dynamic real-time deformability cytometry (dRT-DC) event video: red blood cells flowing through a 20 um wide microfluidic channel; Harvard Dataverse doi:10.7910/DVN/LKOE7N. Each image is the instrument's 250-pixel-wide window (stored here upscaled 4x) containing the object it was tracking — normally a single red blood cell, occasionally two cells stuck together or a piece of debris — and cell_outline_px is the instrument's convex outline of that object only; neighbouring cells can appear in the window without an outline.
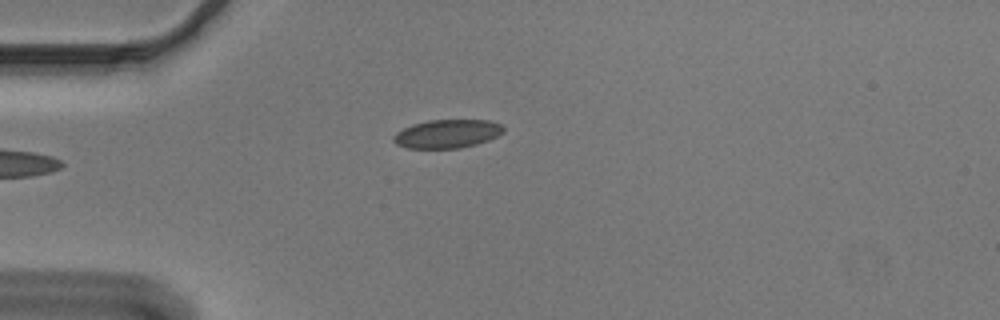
{"species": "Egyptian fruit bat (a non-hibernating species)", "species_latin": "Rousettus aegyptiacus", "temperature_condition": "cold", "stored_images_in_passage": 38, "camera_frame_rate_fps": 3000, "um_per_image_px": 0.085, "animal": {"sex": "male"}, "frame": {"image": 1, "passage_image": 1, "time_ms": 0.0, "image_size_px": [1000, 320], "cell_outline_px": [[504, 132], [488, 140], [476, 144], [460, 148], [408, 148], [396, 144], [392, 140], [392, 136], [396, 132], [412, 124], [428, 120], [488, 120], [500, 124], [504, 128]], "centroid_in_image_um": [37.99, 11.37], "position_along_channel_um": 47.0, "area_um2": 18.26}}
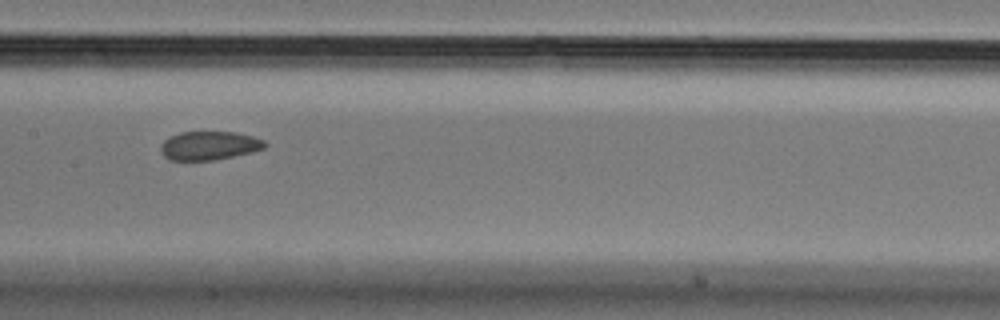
{"frame": {"image": 2, "passage_image": 14, "time_ms": 4.333, "image_size_px": [1000, 320], "cell_outline_px": [[268, 144], [264, 148], [252, 152], [212, 160], [168, 160], [160, 152], [160, 144], [164, 140], [180, 132], [236, 132], [252, 136], [264, 140]], "centroid_in_image_um": [17.77, 12.37], "position_along_channel_um": 189.6, "area_um2": 17.4}}
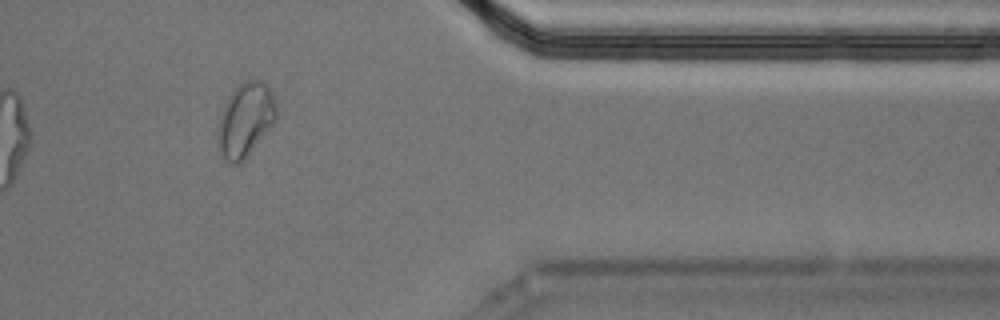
{"frame": {"image": 3, "passage_image": 32, "time_ms": 10.333, "image_size_px": [1000, 320], "cell_outline_px": [[276, 120], [244, 160], [240, 164], [232, 164], [220, 152], [216, 140], [216, 132], [220, 112], [228, 96], [244, 80], [260, 80], [272, 92], [276, 104]], "centroid_in_image_um": [20.83, 10.19], "position_along_channel_um": 390.6, "area_um2": 25.2}, "authors_computed_cell_mechanics": {"area_um2": 18.4671, "velocity_mm_per_s": 3.6579, "shape_relaxation_time_tau1_ms": null, "shape_relaxation_time_tau2_ms": 2.051, "deformation_change_tau1": null, "deformation_change_tau2": 0.056}}